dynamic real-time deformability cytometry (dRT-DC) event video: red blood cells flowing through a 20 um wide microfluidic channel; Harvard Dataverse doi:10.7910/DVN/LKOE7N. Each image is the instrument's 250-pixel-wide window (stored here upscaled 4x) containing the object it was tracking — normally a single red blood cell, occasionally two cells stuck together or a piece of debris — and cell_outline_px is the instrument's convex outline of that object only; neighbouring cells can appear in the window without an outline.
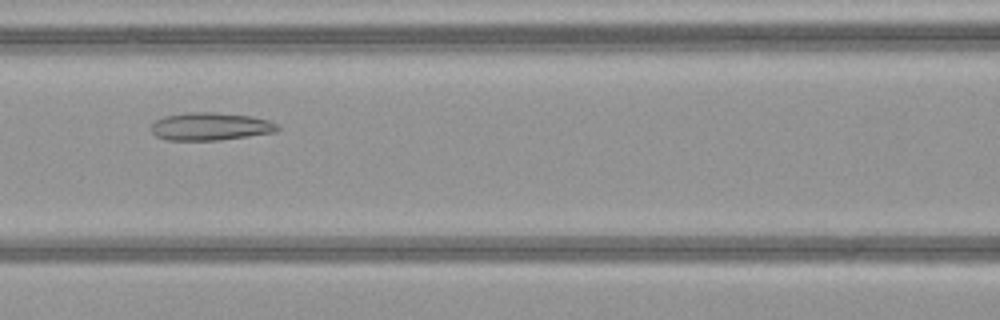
{"species": "common noctule bat (a hibernating species)", "species_latin": "Nyctalus noctula", "temperature_condition": "warm", "stored_images_in_passage": 47, "camera_frame_rate_fps": 3000, "um_per_image_px": 0.085, "animal": {"sex": "female", "body_mass_g": 21.9}, "frame": {"image": 1, "passage_image": 19, "time_ms": 6.0, "image_size_px": [1000, 320], "cell_outline_px": [[280, 128], [276, 132], [220, 140], [168, 140], [156, 136], [152, 132], [152, 124], [156, 120], [164, 116], [188, 112], [212, 112], [252, 116], [268, 120], [280, 124]], "centroid_in_image_um": [17.92, 10.74], "position_along_channel_um": 148.7, "area_um2": 20.52}}
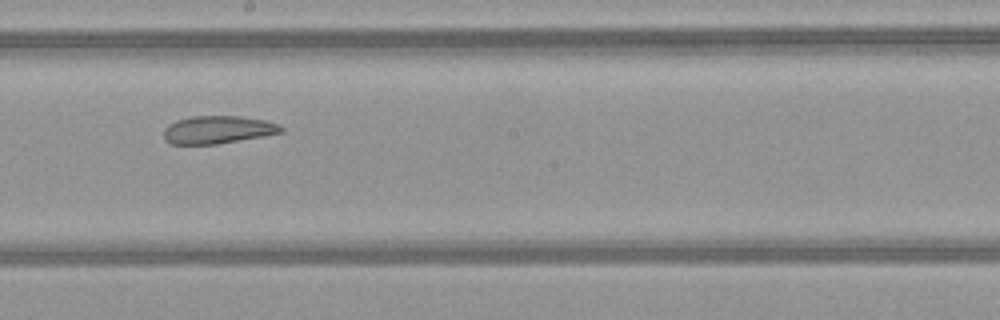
{"frame": {"image": 2, "passage_image": 25, "time_ms": 8.0, "image_size_px": [1000, 320], "cell_outline_px": [[284, 132], [216, 144], [172, 144], [164, 140], [164, 128], [168, 124], [176, 120], [192, 116], [240, 116], [264, 120], [280, 124], [284, 128]], "centroid_in_image_um": [18.5, 11.02], "position_along_channel_um": 229.7, "area_um2": 19.02}}
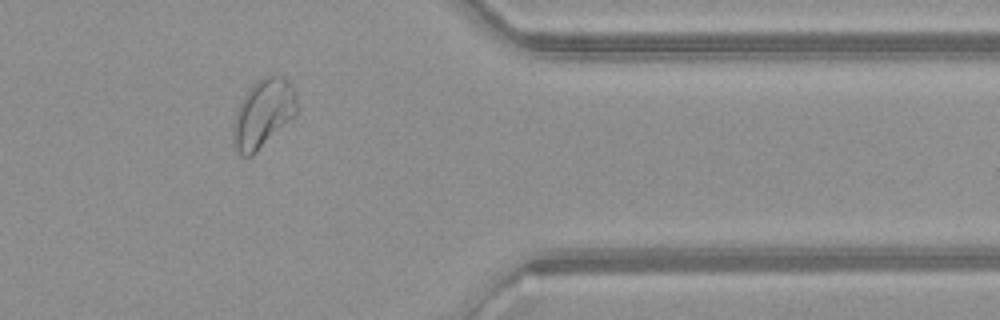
{"frame": {"image": 3, "passage_image": 38, "time_ms": 12.333, "image_size_px": [1000, 320], "cell_outline_px": [[296, 112], [252, 156], [244, 156], [232, 144], [232, 124], [236, 108], [248, 88], [252, 84], [264, 76], [276, 72], [288, 80], [296, 96]], "centroid_in_image_um": [22.3, 9.59], "position_along_channel_um": 389.1, "area_um2": 25.26}, "authors_computed_cell_mechanics": {"area_um2": 25.2586, "velocity_mm_per_s": 4.0601, "shape_relaxation_time_tau1_ms": null, "shape_relaxation_time_tau2_ms": 3.1665, "deformation_change_tau1": null, "deformation_change_tau2": 0.0919}}